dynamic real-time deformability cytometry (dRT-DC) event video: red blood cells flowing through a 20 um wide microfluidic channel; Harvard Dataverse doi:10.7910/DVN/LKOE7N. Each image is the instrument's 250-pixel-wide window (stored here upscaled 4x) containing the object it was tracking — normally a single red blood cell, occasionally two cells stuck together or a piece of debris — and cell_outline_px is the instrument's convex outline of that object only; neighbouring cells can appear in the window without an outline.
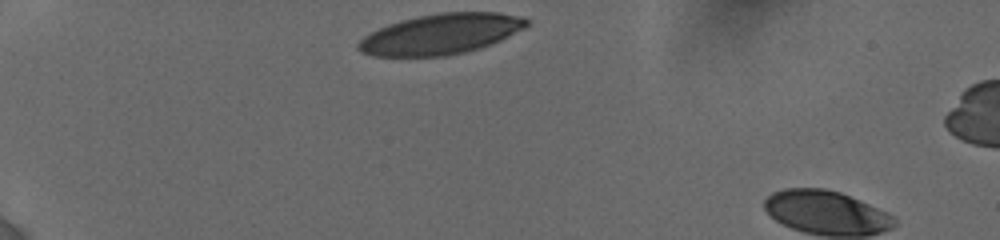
{"species": "human", "species_latin": "Homo sapiens", "temperature_condition": "cold", "stored_images_in_passage": 4, "camera_frame_rate_fps": 3000, "um_per_image_px": 0.085, "donor": {"sex": "female"}, "frame": {"image": 1, "passage_image": 1, "time_ms": 0.0, "image_size_px": [1000, 240], "cell_outline_px": [[532, 24], [500, 40], [480, 48], [464, 52], [444, 56], [372, 56], [360, 52], [356, 48], [356, 44], [368, 32], [388, 24], [400, 20], [416, 16], [440, 12], [496, 12], [524, 16], [532, 20]], "centroid_in_image_um": [37.47, 2.88], "position_along_channel_um": 47.5, "area_um2": 40.11}}